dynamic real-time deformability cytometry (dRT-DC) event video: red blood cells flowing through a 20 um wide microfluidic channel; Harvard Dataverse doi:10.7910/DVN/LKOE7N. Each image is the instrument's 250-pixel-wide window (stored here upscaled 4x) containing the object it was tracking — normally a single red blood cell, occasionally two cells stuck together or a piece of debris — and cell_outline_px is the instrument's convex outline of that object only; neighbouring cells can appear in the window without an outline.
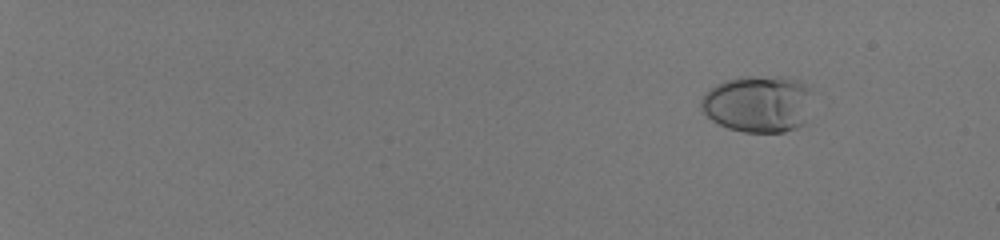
{"species": "human", "species_latin": "Homo sapiens", "temperature_condition": "room temperature", "stored_images_in_passage": 50, "camera_frame_rate_fps": 3000, "um_per_image_px": 0.085, "donor": {"sex": "male"}, "frame": {"image": 1, "passage_image": 1, "time_ms": 0.0, "image_size_px": [1000, 240], "cell_outline_px": [[812, 88], [804, 124], [796, 128], [784, 132], [744, 132], [728, 128], [712, 120], [700, 108], [700, 100], [704, 92], [716, 84], [724, 80], [744, 76], [788, 76], [800, 80]], "centroid_in_image_um": [64.43, 8.8], "position_along_channel_um": 20.6, "area_um2": 37.45}}
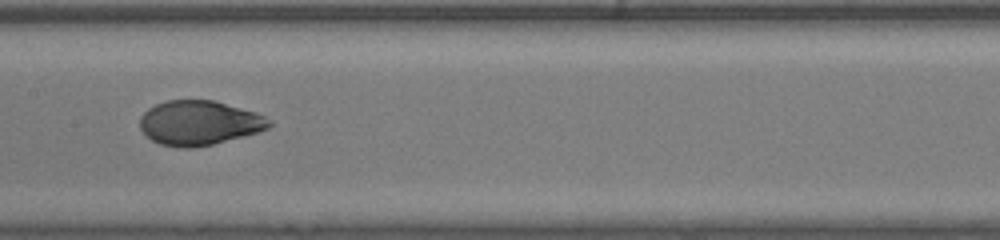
{"frame": {"image": 2, "passage_image": 29, "time_ms": 9.333, "image_size_px": [1000, 240], "cell_outline_px": [[272, 124], [268, 128], [260, 132], [212, 144], [192, 148], [180, 148], [160, 144], [152, 140], [140, 128], [140, 116], [148, 108], [156, 104], [168, 100], [212, 100], [256, 112], [272, 120]], "centroid_in_image_um": [16.94, 10.45], "position_along_channel_um": 190.5, "area_um2": 33.52}}
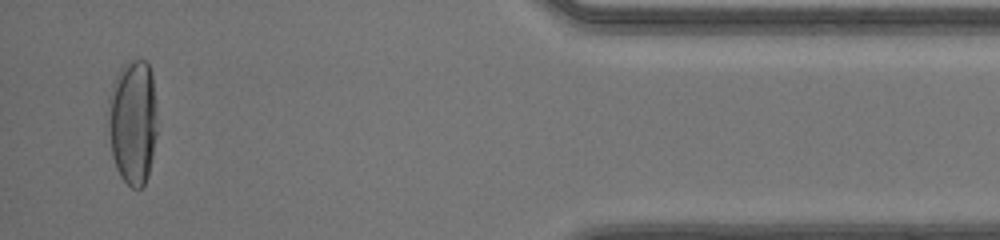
{"frame": {"image": 3, "passage_image": 49, "time_ms": 16.0, "image_size_px": [1000, 240], "cell_outline_px": [[156, 136], [148, 176], [144, 184], [140, 188], [132, 188], [120, 176], [116, 168], [112, 156], [108, 128], [108, 96], [112, 84], [120, 68], [128, 60], [144, 60], [148, 64], [152, 76], [156, 112]], "centroid_in_image_um": [11.27, 10.35], "position_along_channel_um": 423.9, "area_um2": 35.84}, "authors_computed_cell_mechanics": {"area_um2": 33.8997, "velocity_mm_per_s": 4.1074, "shape_relaxation_time_tau1_ms": 5.0797, "shape_relaxation_time_tau2_ms": null, "deformation_change_tau1": 0.2311, "deformation_change_tau2": null}}